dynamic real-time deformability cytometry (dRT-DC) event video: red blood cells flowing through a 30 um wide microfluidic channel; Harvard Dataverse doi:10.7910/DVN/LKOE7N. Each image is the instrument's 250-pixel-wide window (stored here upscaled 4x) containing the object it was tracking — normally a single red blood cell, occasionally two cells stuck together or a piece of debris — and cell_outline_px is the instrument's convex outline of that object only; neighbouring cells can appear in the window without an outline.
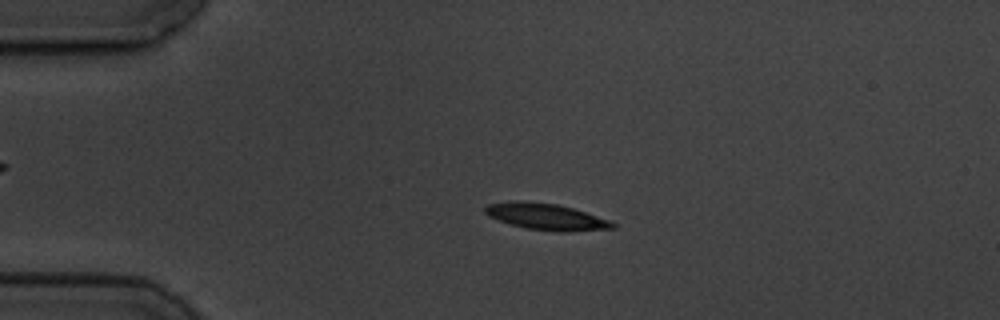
{"species": "common noctule bat (a hibernating species)", "species_latin": "Nyctalus noctula", "temperature_condition": "cold", "stored_images_in_passage": 4, "camera_frame_rate_fps": 3000, "um_per_image_px": 0.085, "animal": {"sex": "male", "body_mass_g": 19.5, "forearm_length_mm": 54.6}, "frame": {"image": 1, "passage_image": 3, "time_ms": 2.333, "image_size_px": [1000, 320], "cell_outline_px": [[616, 228], [568, 232], [556, 232], [524, 228], [488, 216], [484, 212], [484, 208], [488, 204], [516, 200], [556, 204], [572, 208], [608, 220], [616, 224]], "centroid_in_image_um": [46.41, 18.43], "position_along_channel_um": 38.6, "area_um2": 19.48}}